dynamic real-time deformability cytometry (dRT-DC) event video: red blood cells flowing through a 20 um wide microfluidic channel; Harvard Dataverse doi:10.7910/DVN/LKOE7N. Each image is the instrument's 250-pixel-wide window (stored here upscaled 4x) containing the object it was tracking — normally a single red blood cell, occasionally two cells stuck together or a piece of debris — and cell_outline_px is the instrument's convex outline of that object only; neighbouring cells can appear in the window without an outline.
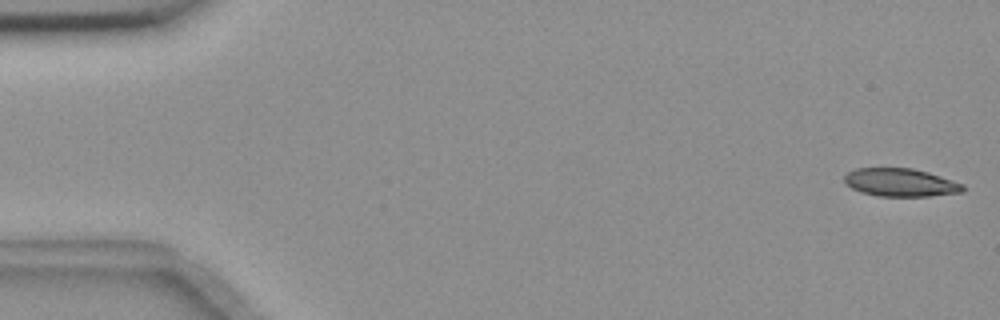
{"species": "common noctule bat (a hibernating species)", "species_latin": "Nyctalus noctula", "temperature_condition": "room temperature", "stored_images_in_passage": 55, "camera_frame_rate_fps": 3000, "um_per_image_px": 0.085, "animal": {"sex": "female", "body_mass_g": 18.4}, "frame": {"image": 1, "passage_image": 1, "time_ms": 0.0, "image_size_px": [1000, 320], "cell_outline_px": [[964, 192], [928, 196], [876, 196], [860, 192], [844, 184], [844, 176], [848, 172], [856, 168], [912, 168], [928, 172], [964, 184]], "centroid_in_image_um": [76.52, 15.51], "position_along_channel_um": 8.5, "area_um2": 19.48}}
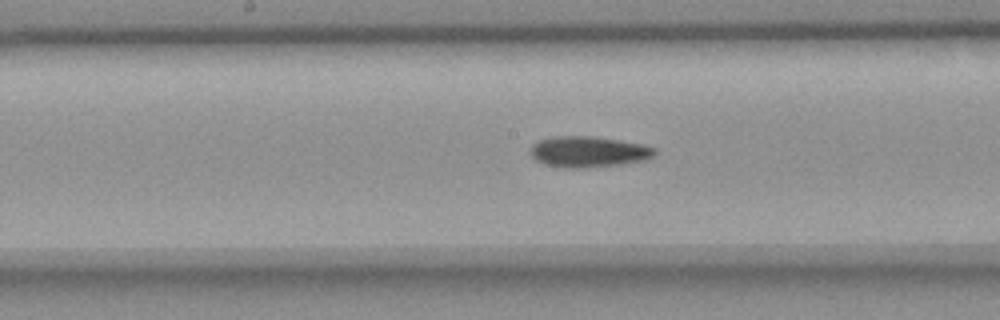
{"frame": {"image": 2, "passage_image": 28, "time_ms": 9.0, "image_size_px": [1000, 320], "cell_outline_px": [[656, 152], [652, 156], [644, 160], [620, 164], [588, 168], [564, 168], [544, 164], [536, 160], [532, 156], [532, 144], [536, 140], [552, 136], [588, 136], [616, 140], [640, 144], [656, 148]], "centroid_in_image_um": [49.97, 12.9], "position_along_channel_um": 198.2, "area_um2": 22.25}}
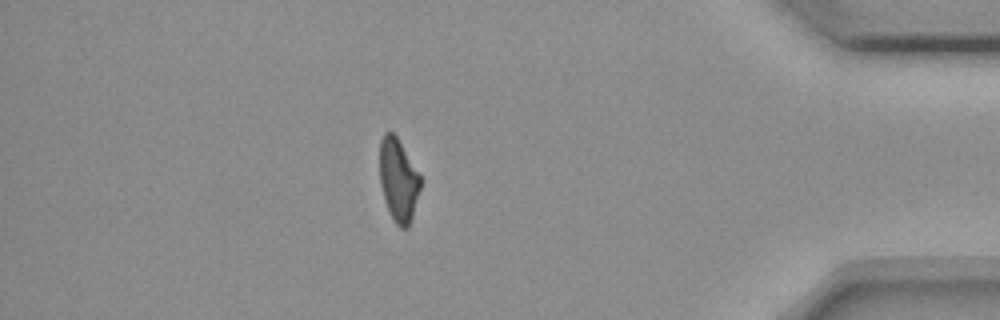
{"frame": {"image": 3, "passage_image": 48, "time_ms": 15.667, "image_size_px": [1000, 320], "cell_outline_px": [[420, 188], [412, 216], [408, 228], [400, 228], [396, 224], [384, 200], [380, 184], [380, 140], [384, 132], [392, 132], [396, 136], [420, 176]], "centroid_in_image_um": [33.84, 15.3], "position_along_channel_um": 401.4, "area_um2": 19.25}, "authors_computed_cell_mechanics": {"area_um2": 21.2704, "velocity_mm_per_s": 3.6603, "shape_relaxation_time_tau1_ms": 5.4973, "shape_relaxation_time_tau2_ms": 7.0007, "deformation_change_tau1": 0.1704, "deformation_change_tau2": 0.1631}}